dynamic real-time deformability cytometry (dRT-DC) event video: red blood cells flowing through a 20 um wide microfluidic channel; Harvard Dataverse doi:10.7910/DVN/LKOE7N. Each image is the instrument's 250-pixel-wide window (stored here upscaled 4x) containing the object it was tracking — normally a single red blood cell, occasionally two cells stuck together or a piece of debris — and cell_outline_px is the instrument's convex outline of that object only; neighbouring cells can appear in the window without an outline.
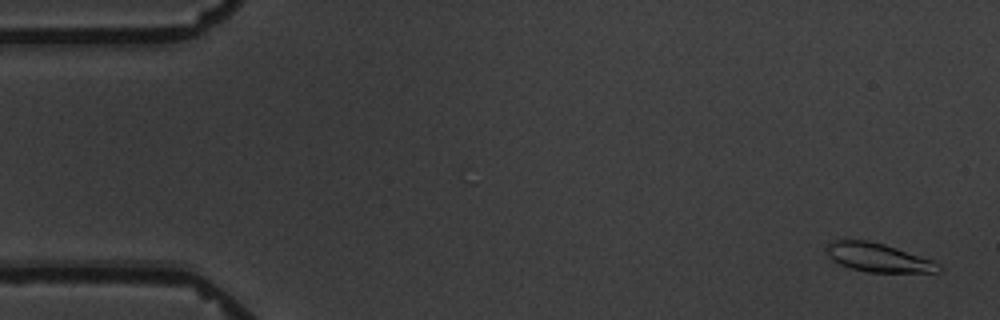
{"species": "common noctule bat (a hibernating species)", "species_latin": "Nyctalus noctula", "temperature_condition": "warm", "stored_images_in_passage": 5, "camera_frame_rate_fps": 3000, "um_per_image_px": 0.085, "animal": {"sex": "male", "body_mass_g": 19.5, "forearm_length_mm": 54.6}, "frame": {"image": 1, "passage_image": 1, "time_ms": 0.0, "image_size_px": [1000, 320], "cell_outline_px": [[940, 272], [868, 272], [852, 268], [840, 264], [832, 260], [824, 252], [824, 248], [828, 240], [868, 240], [884, 244], [932, 260], [940, 264]], "centroid_in_image_um": [74.56, 21.88], "position_along_channel_um": 10.4, "area_um2": 18.79}}